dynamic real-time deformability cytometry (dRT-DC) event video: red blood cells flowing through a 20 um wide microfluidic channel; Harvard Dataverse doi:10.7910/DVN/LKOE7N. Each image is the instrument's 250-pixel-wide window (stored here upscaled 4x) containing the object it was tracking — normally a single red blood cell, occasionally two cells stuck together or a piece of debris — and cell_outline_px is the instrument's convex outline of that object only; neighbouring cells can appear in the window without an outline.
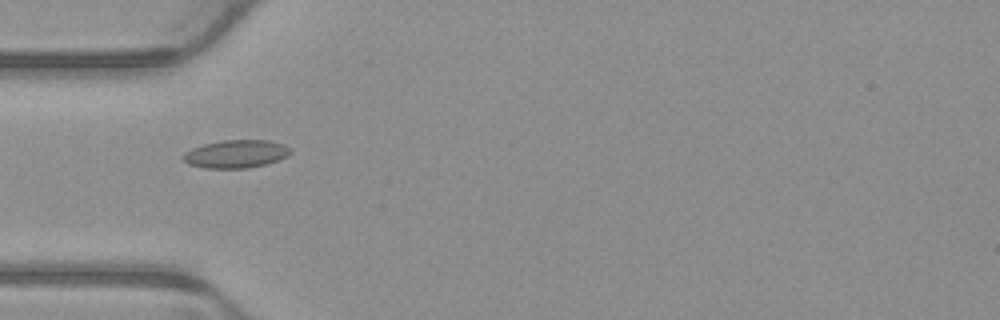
{"species": "common noctule bat (a hibernating species)", "species_latin": "Nyctalus noctula", "temperature_condition": "warm", "stored_images_in_passage": 6, "camera_frame_rate_fps": 3000, "um_per_image_px": 0.085, "animal": {"sex": "male", "body_mass_g": 23.1, "forearm_length_mm": 52.7}, "frame": {"image": 1, "passage_image": 5, "time_ms": 1.333, "image_size_px": [1000, 320], "cell_outline_px": [[292, 152], [288, 156], [268, 164], [248, 168], [204, 168], [188, 164], [184, 160], [184, 152], [192, 148], [204, 144], [224, 140], [268, 140], [284, 144], [292, 148]], "centroid_in_image_um": [20.11, 13.08], "position_along_channel_um": 64.9, "area_um2": 17.63}}
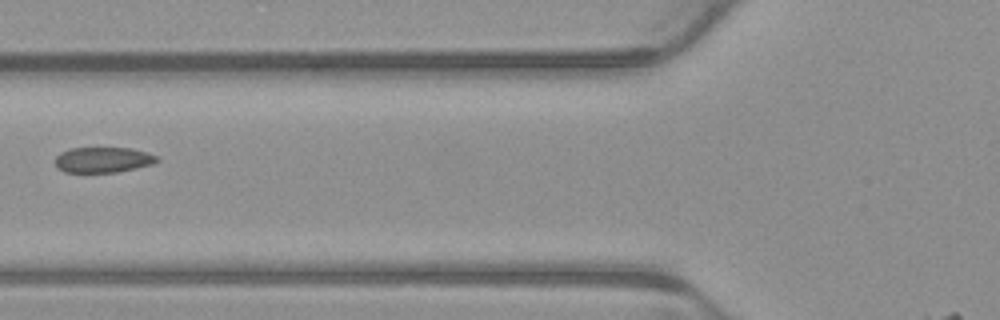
{"frame": {"image": 2, "passage_image": 6, "time_ms": 1.667, "image_size_px": [1000, 320], "cell_outline_px": [[160, 160], [152, 164], [136, 168], [116, 172], [64, 172], [56, 168], [56, 156], [60, 152], [72, 148], [132, 148], [148, 152], [160, 156]], "centroid_in_image_um": [8.79, 13.58], "position_along_channel_um": 117.0, "area_um2": 15.26}}